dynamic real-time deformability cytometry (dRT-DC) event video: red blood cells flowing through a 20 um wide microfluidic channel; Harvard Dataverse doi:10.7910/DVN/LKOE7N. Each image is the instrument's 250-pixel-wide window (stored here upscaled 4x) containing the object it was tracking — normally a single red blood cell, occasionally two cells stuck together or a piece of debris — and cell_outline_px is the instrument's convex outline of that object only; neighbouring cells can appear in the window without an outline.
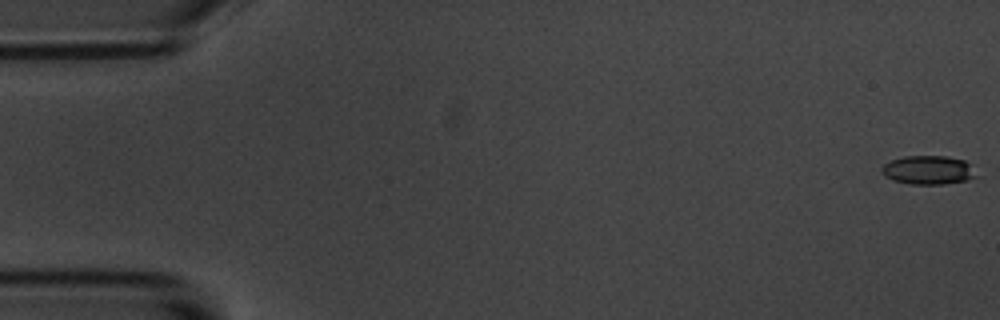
{"species": "common noctule bat (a hibernating species)", "species_latin": "Nyctalus noctula", "temperature_condition": "room temperature", "stored_images_in_passage": 9, "camera_frame_rate_fps": 3000, "um_per_image_px": 0.085, "animal": {"sex": "male", "body_mass_g": 20.1, "forearm_length_mm": 53.5}, "frame": {"image": 1, "passage_image": 1, "time_ms": 0.0, "image_size_px": [1000, 320], "cell_outline_px": [[980, 176], [968, 180], [944, 184], [912, 184], [892, 180], [884, 176], [880, 168], [884, 164], [892, 160], [904, 156], [948, 156], [964, 160]], "centroid_in_image_um": [78.91, 14.46], "position_along_channel_um": 6.1, "area_um2": 15.95}}
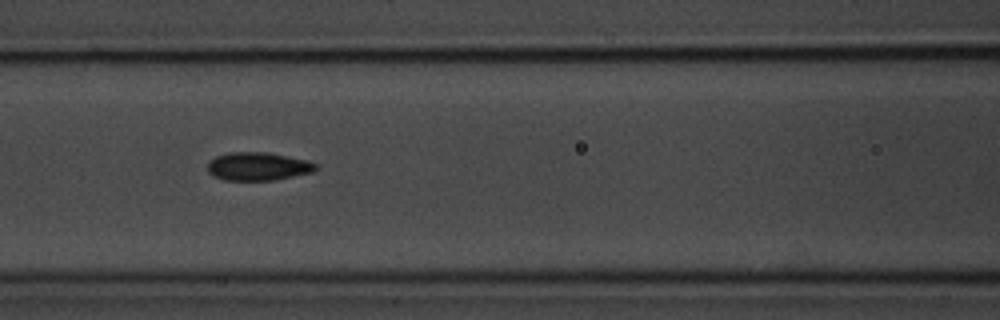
{"frame": {"image": 2, "passage_image": 8, "time_ms": 8.0, "image_size_px": [1000, 320], "cell_outline_px": [[320, 168], [312, 172], [272, 180], [224, 180], [212, 176], [208, 172], [208, 160], [216, 156], [228, 152], [268, 152], [288, 156], [304, 160], [316, 164]], "centroid_in_image_um": [21.88, 14.14], "position_along_channel_um": 144.7, "area_um2": 17.8}}
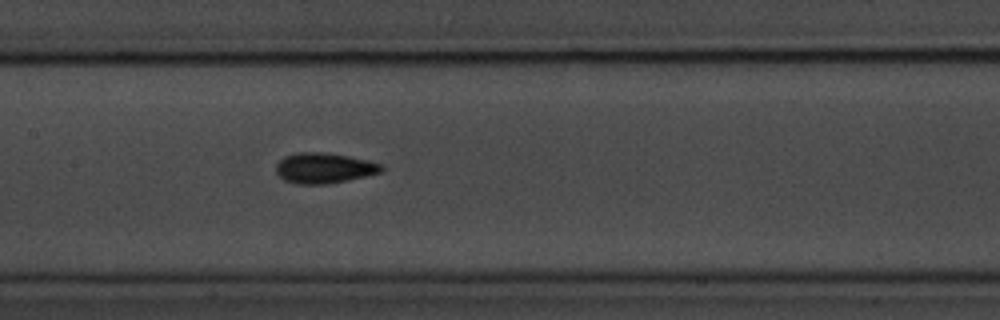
{"frame": {"image": 3, "passage_image": 9, "time_ms": 9.0, "image_size_px": [1000, 320], "cell_outline_px": [[384, 168], [380, 172], [348, 180], [328, 184], [296, 184], [284, 180], [276, 172], [276, 164], [284, 156], [296, 152], [324, 152], [348, 156], [384, 164]], "centroid_in_image_um": [27.53, 14.28], "position_along_channel_um": 179.9, "area_um2": 18.73}}